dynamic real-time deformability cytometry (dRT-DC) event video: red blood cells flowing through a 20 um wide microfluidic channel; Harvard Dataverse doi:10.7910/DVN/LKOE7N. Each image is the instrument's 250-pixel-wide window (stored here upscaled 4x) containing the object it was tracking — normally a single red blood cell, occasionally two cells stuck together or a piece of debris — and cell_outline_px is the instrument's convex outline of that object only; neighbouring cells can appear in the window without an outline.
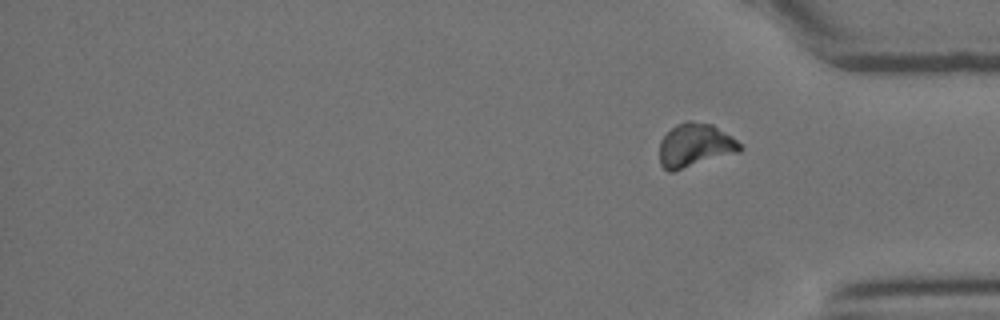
{"species": "Egyptian fruit bat (a non-hibernating species)", "species_latin": "Rousettus aegyptiacus", "temperature_condition": "room temperature", "stored_images_in_passage": 22, "segment_of_instrument_passage": [2, 2], "camera_frame_rate_fps": 3000, "um_per_image_px": 0.085, "animal": {"sex": "female"}, "frame": {"image": 1, "passage_image": 22, "time_ms": 7.0, "image_size_px": [1000, 320], "cell_outline_px": [[744, 148], [740, 152], [672, 172], [668, 172], [660, 164], [660, 140], [676, 124], [688, 120], [692, 120], [712, 124], [736, 140]], "centroid_in_image_um": [59.07, 12.36], "position_along_channel_um": 376.1, "area_um2": 20.46}}